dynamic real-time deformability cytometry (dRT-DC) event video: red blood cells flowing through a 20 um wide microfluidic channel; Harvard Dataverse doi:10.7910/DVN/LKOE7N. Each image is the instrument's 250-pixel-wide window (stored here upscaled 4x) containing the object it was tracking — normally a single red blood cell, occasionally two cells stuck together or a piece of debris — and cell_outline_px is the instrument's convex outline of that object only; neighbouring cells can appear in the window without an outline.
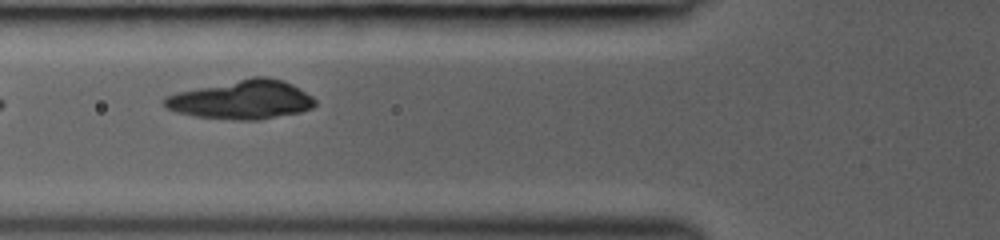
{"species": "common noctule bat (a hibernating species)", "species_latin": "Nyctalus noctula", "temperature_condition": "room temperature", "stored_images_in_passage": 33, "camera_frame_rate_fps": 3000, "um_per_image_px": 0.085, "animal": {"sex": "female", "body_mass_g": 19.0, "forearm_length_mm": 53.3}, "frame": {"image": 1, "passage_image": 3, "time_ms": 1.333, "image_size_px": [1000, 240], "cell_outline_px": [[316, 104], [312, 108], [300, 112], [260, 120], [232, 120], [196, 116], [176, 112], [164, 108], [164, 96], [176, 92], [252, 76], [268, 76], [284, 80], [292, 84], [312, 96], [316, 100]], "centroid_in_image_um": [20.55, 8.47], "position_along_channel_um": 105.2, "area_um2": 34.45}}
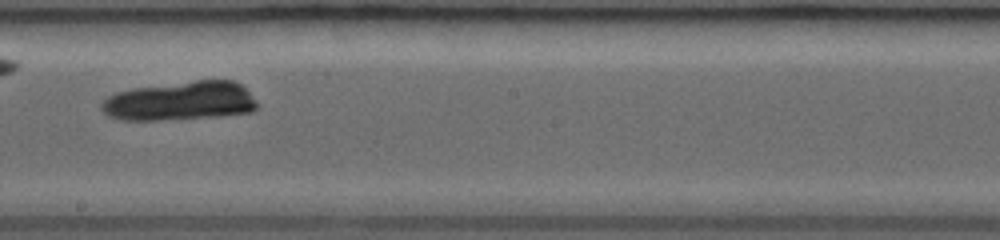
{"frame": {"image": 2, "passage_image": 12, "time_ms": 4.333, "image_size_px": [1000, 240], "cell_outline_px": [[256, 108], [252, 112], [220, 116], [160, 120], [120, 120], [108, 116], [100, 108], [100, 104], [108, 96], [116, 92], [132, 88], [196, 80], [232, 80], [240, 84], [248, 92], [256, 104]], "centroid_in_image_um": [15.26, 8.59], "position_along_channel_um": 232.9, "area_um2": 35.32}}
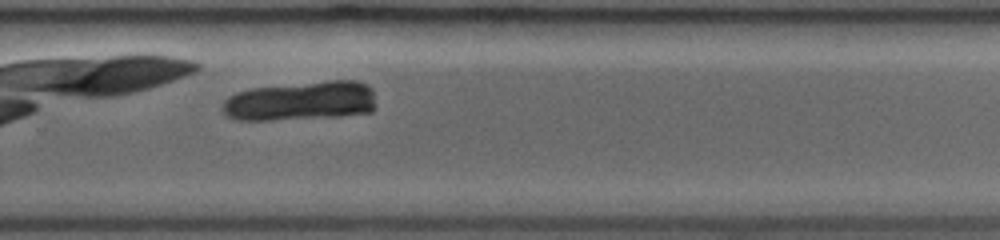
{"frame": {"image": 3, "passage_image": 19, "time_ms": 6.0, "image_size_px": [1000, 240], "cell_outline_px": [[376, 108], [372, 112], [340, 116], [272, 120], [240, 120], [228, 116], [220, 108], [224, 100], [228, 96], [236, 92], [252, 88], [328, 80], [356, 80], [368, 84], [372, 88], [376, 104]], "centroid_in_image_um": [25.6, 8.58], "position_along_channel_um": 304.2, "area_um2": 35.6}}